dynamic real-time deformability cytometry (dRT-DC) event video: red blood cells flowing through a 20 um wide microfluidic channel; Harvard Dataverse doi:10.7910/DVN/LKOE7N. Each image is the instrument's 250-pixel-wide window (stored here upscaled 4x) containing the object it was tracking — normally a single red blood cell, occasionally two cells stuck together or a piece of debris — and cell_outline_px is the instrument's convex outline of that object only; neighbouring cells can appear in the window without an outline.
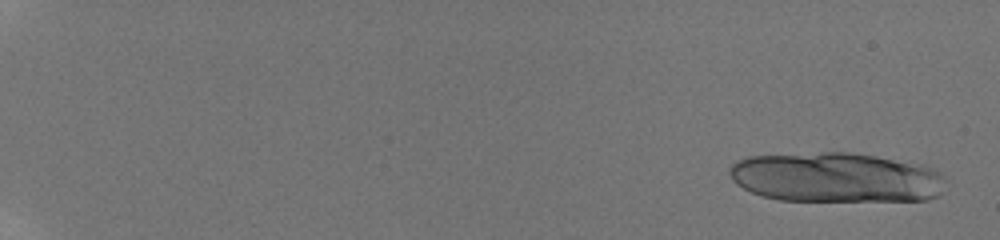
{"species": "human", "species_latin": "Homo sapiens", "temperature_condition": "room temperature", "stored_images_in_passage": 18, "camera_frame_rate_fps": 3000, "um_per_image_px": 0.085, "donor": {"sex": "male"}, "frame": {"image": 1, "passage_image": 1, "time_ms": 0.0, "image_size_px": [1000, 240], "cell_outline_px": [[948, 180], [940, 192], [936, 196], [928, 200], [780, 200], [764, 196], [752, 192], [736, 184], [732, 180], [728, 172], [732, 164], [736, 160], [748, 156], [820, 152], [852, 152], [924, 164], [936, 168]], "centroid_in_image_um": [71.09, 15.06], "position_along_channel_um": 13.9, "area_um2": 63.29}}